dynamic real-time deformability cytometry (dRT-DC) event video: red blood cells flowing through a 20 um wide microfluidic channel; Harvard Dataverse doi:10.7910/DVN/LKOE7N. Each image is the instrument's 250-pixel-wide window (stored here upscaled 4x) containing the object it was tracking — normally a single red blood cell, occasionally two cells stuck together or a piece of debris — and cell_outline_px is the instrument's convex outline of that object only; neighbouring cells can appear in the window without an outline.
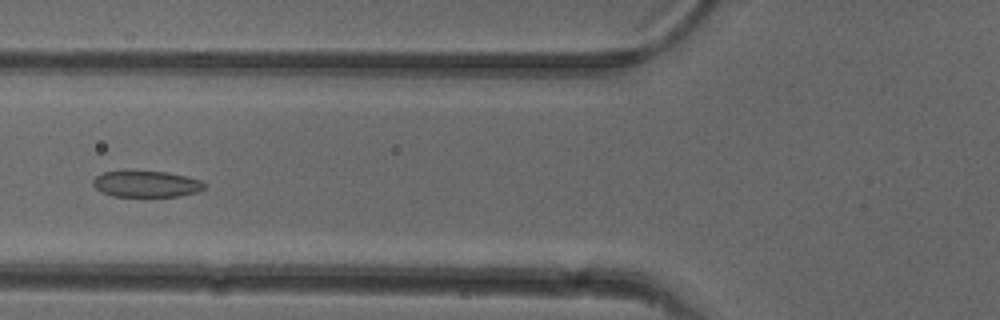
{"species": "common noctule bat (a hibernating species)", "species_latin": "Nyctalus noctula", "temperature_condition": "cold", "stored_images_in_passage": 39, "camera_frame_rate_fps": 3000, "um_per_image_px": 0.085, "animal": {"sex": "female"}, "frame": {"image": 1, "passage_image": 7, "time_ms": 2.0, "image_size_px": [1000, 320], "cell_outline_px": [[204, 188], [196, 192], [180, 196], [112, 196], [100, 192], [92, 184], [92, 180], [96, 176], [104, 172], [124, 168], [132, 168], [168, 172], [200, 180], [204, 184]], "centroid_in_image_um": [12.34, 15.58], "position_along_channel_um": 113.5, "area_um2": 17.74}}
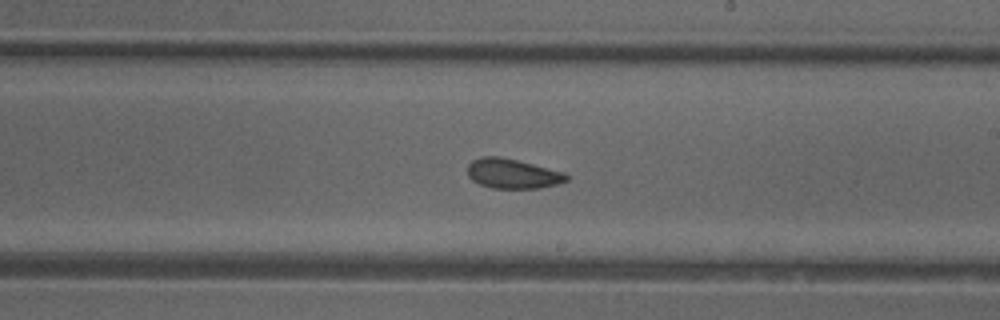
{"frame": {"image": 2, "passage_image": 17, "time_ms": 5.333, "image_size_px": [1000, 320], "cell_outline_px": [[568, 180], [556, 184], [540, 188], [492, 188], [480, 184], [472, 180], [468, 176], [468, 164], [472, 160], [480, 156], [500, 156], [564, 172], [568, 176]], "centroid_in_image_um": [43.54, 14.75], "position_along_channel_um": 245.5, "area_um2": 17.05}}
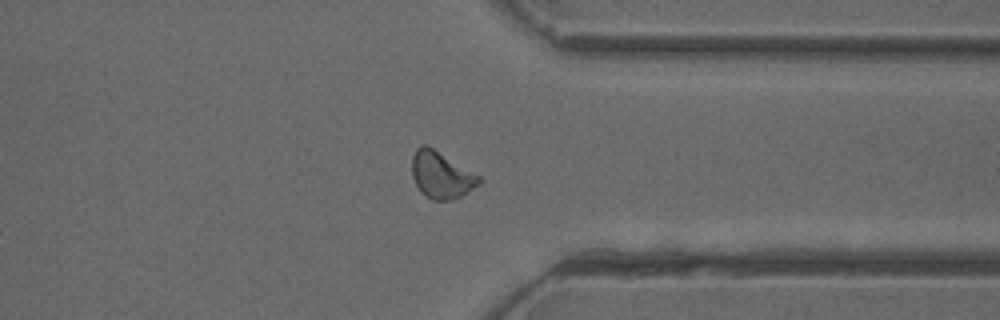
{"frame": {"image": 3, "passage_image": 27, "time_ms": 8.667, "image_size_px": [1000, 320], "cell_outline_px": [[484, 180], [480, 184], [460, 196], [448, 200], [432, 200], [424, 196], [420, 192], [412, 176], [412, 156], [416, 148], [420, 144], [428, 144], [480, 176]], "centroid_in_image_um": [37.49, 14.85], "position_along_channel_um": 373.9, "area_um2": 18.5}, "authors_computed_cell_mechanics": {"area_um2": 17.5712, "velocity_mm_per_s": 3.9543, "shape_relaxation_time_tau1_ms": null, "shape_relaxation_time_tau2_ms": 2.065, "deformation_change_tau1": null, "deformation_change_tau2": 0.0869}}